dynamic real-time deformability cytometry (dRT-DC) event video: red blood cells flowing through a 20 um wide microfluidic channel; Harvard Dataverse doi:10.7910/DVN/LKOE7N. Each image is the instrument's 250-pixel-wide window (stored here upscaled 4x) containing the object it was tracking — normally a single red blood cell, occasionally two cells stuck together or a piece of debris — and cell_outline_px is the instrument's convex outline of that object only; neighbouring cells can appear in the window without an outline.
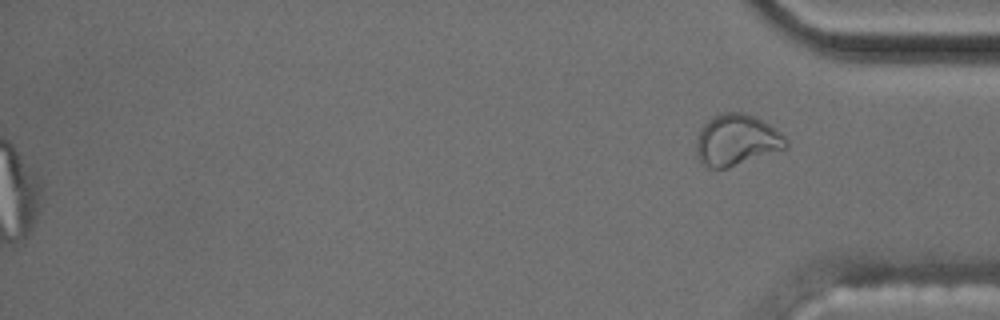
{"species": "common noctule bat (a hibernating species)", "species_latin": "Nyctalus noctula", "temperature_condition": "cold", "stored_images_in_passage": 44, "camera_frame_rate_fps": 3000, "um_per_image_px": 0.085, "animal": {"sex": "male", "body_mass_g": 17.5, "forearm_length_mm": 52.3}, "frame": {"image": 1, "passage_image": 44, "time_ms": 14.333, "image_size_px": [1000, 320], "cell_outline_px": [[788, 148], [728, 168], [708, 168], [700, 164], [696, 156], [696, 140], [700, 128], [712, 116], [724, 112], [744, 112], [764, 120], [780, 132], [788, 140]], "centroid_in_image_um": [62.6, 11.91], "position_along_channel_um": 372.6, "area_um2": 27.28}, "authors_computed_cell_mechanics": {"area_um2": 23.5824, "velocity_mm_per_s": 3.6191, "shape_relaxation_time_tau1_ms": 5.4069, "shape_relaxation_time_tau2_ms": 3.0376, "deformation_change_tau1": 0.1714, "deformation_change_tau2": 0.0503}}